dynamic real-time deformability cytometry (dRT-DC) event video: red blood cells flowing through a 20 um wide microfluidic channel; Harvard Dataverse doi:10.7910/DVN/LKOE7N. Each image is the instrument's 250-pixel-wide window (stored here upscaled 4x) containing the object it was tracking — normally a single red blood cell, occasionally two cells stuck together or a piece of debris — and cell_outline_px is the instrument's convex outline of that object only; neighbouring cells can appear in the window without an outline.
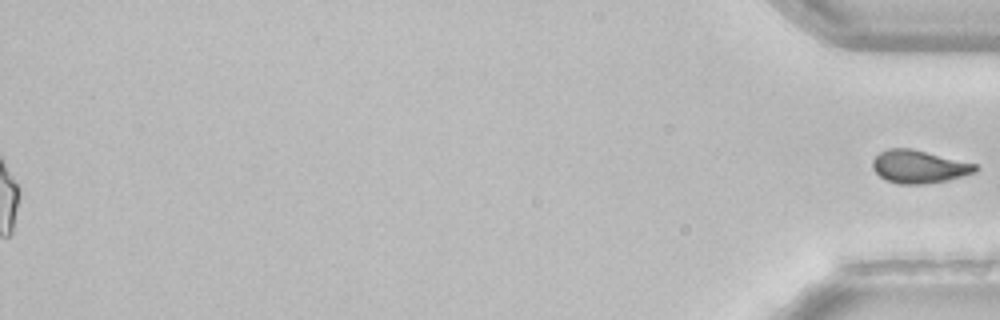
{"species": "common noctule bat (a hibernating species)", "species_latin": "Nyctalus noctula", "temperature_condition": "room temperature", "stored_images_in_passage": 53, "segment_of_instrument_passage": [2, 2], "camera_frame_rate_fps": 3000, "um_per_image_px": 0.085, "animal": {"sex": "female", "body_mass_g": 22.7, "forearm_length_mm": 54.2}, "frame": {"image": 1, "passage_image": 53, "time_ms": 17.333, "image_size_px": [1000, 320], "cell_outline_px": [[980, 168], [976, 172], [948, 180], [924, 184], [900, 184], [884, 180], [872, 168], [872, 160], [880, 152], [888, 148], [912, 148], [976, 164]], "centroid_in_image_um": [78.1, 14.17], "position_along_channel_um": 357.1, "area_um2": 19.83}}